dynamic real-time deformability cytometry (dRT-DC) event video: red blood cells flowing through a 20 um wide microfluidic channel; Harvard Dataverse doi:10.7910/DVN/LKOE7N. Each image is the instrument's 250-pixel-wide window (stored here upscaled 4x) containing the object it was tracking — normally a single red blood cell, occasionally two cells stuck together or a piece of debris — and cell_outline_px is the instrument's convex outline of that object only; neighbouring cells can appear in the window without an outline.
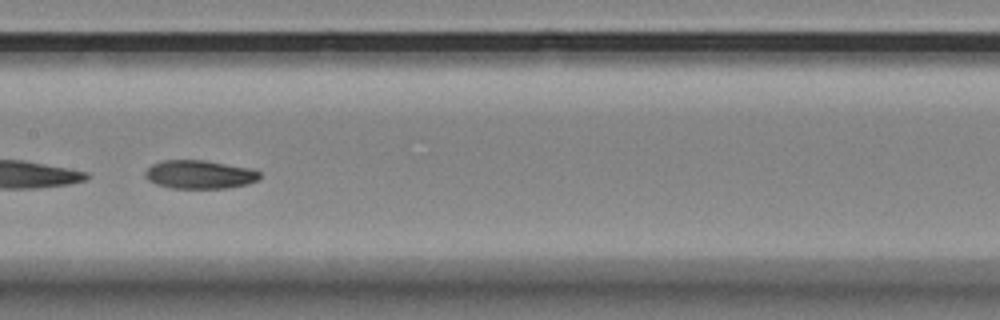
{"species": "Egyptian fruit bat (a non-hibernating species)", "species_latin": "Rousettus aegyptiacus", "temperature_condition": "room temperature", "stored_images_in_passage": 34, "camera_frame_rate_fps": 3000, "um_per_image_px": 0.085, "animal": {"sex": "female"}, "frame": {"image": 1, "passage_image": 28, "time_ms": 9.0, "image_size_px": [1000, 320], "cell_outline_px": [[260, 176], [256, 180], [248, 184], [228, 188], [172, 188], [156, 184], [148, 180], [144, 176], [144, 172], [152, 164], [160, 160], [204, 160], [248, 168], [260, 172]], "centroid_in_image_um": [16.92, 14.83], "position_along_channel_um": 190.5, "area_um2": 18.96}}